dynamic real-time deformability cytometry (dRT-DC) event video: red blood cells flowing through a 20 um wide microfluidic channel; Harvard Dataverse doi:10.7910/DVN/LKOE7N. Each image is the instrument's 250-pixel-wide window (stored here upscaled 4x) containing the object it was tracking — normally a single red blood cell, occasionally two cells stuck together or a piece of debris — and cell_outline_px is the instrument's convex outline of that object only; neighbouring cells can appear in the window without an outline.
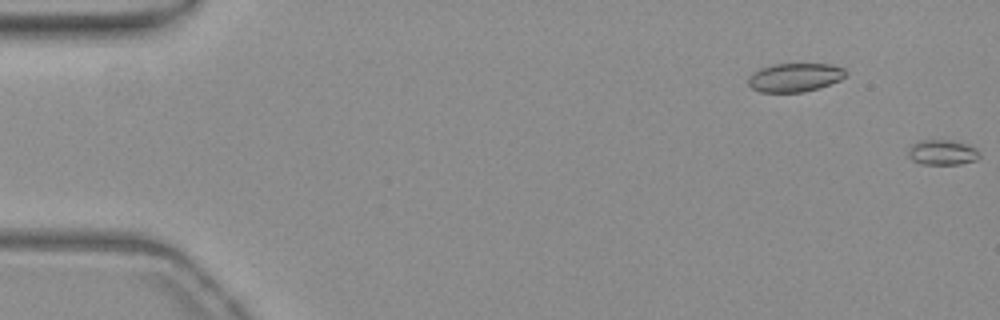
{"species": "common noctule bat (a hibernating species)", "species_latin": "Nyctalus noctula", "temperature_condition": "warm", "stored_images_in_passage": 6, "segment_of_instrument_passage": [2, 2], "camera_frame_rate_fps": 3000, "um_per_image_px": 0.085, "animal": {"sex": "female", "body_mass_g": 19.3, "forearm_length_mm": 54.1}, "frame": {"image": 1, "passage_image": 6, "time_ms": 1.667, "image_size_px": [1000, 320], "cell_outline_px": [[980, 156], [976, 160], [960, 164], [920, 164], [912, 160], [908, 156], [908, 152], [912, 144], [920, 140], [952, 140], [976, 148]], "centroid_in_image_um": [80.08, 12.96], "position_along_channel_um": 4.9, "area_um2": 10.4}}